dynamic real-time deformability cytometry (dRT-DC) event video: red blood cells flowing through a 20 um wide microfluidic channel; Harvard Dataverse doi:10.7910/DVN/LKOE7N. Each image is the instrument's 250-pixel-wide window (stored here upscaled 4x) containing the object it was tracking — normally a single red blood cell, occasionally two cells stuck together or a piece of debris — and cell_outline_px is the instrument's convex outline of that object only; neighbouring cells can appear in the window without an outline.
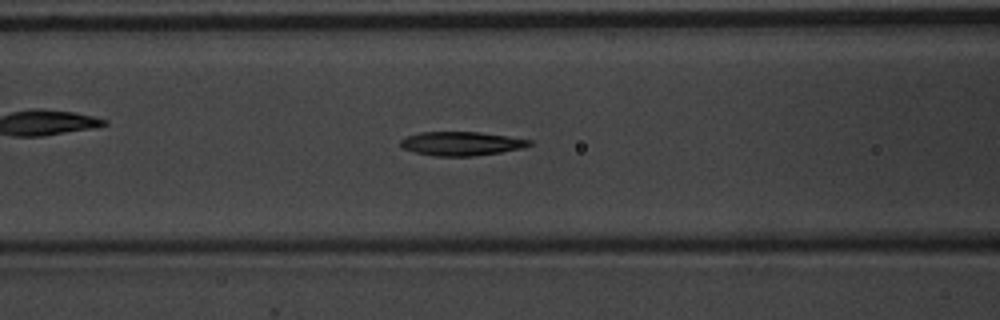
{"species": "common noctule bat (a hibernating species)", "species_latin": "Nyctalus noctula", "temperature_condition": "warm", "stored_images_in_passage": 55, "camera_frame_rate_fps": 3000, "um_per_image_px": 0.085, "animal": {"sex": "male", "body_mass_g": 20.1, "forearm_length_mm": 53.5}, "frame": {"image": 1, "passage_image": 23, "time_ms": 7.333, "image_size_px": [1000, 320], "cell_outline_px": [[532, 144], [524, 148], [500, 152], [472, 156], [436, 156], [416, 152], [404, 148], [400, 144], [400, 140], [408, 136], [420, 132], [480, 132], [508, 136], [532, 140]], "centroid_in_image_um": [39.25, 12.2], "position_along_channel_um": 127.3, "area_um2": 17.8}}
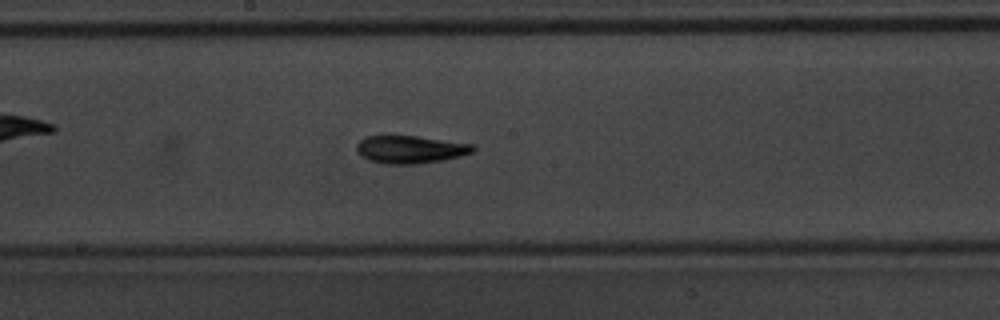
{"frame": {"image": 2, "passage_image": 30, "time_ms": 9.667, "image_size_px": [1000, 320], "cell_outline_px": [[476, 148], [472, 152], [460, 156], [444, 160], [420, 164], [384, 164], [368, 160], [360, 156], [356, 152], [356, 144], [364, 136], [416, 136], [472, 144]], "centroid_in_image_um": [34.83, 12.71], "position_along_channel_um": 213.4, "area_um2": 18.96}}
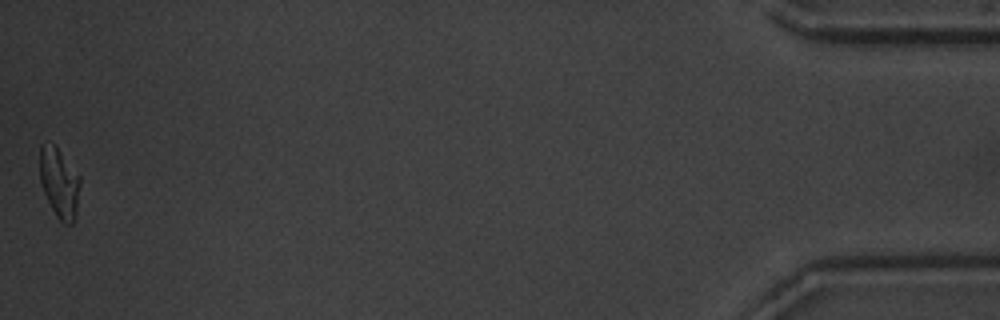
{"frame": {"image": 3, "passage_image": 55, "time_ms": 18.0, "image_size_px": [1000, 320], "cell_outline_px": [[80, 184], [76, 212], [72, 224], [64, 224], [56, 216], [40, 184], [40, 144], [56, 144], [80, 176]], "centroid_in_image_um": [5.04, 15.51], "position_along_channel_um": 430.2, "area_um2": 16.42}, "authors_computed_cell_mechanics": {"area_um2": 17.8602, "velocity_mm_per_s": 3.6921, "shape_relaxation_time_tau1_ms": 4.335, "shape_relaxation_time_tau2_ms": 4.4283, "deformation_change_tau1": 0.1842, "deformation_change_tau2": 0.1245}}